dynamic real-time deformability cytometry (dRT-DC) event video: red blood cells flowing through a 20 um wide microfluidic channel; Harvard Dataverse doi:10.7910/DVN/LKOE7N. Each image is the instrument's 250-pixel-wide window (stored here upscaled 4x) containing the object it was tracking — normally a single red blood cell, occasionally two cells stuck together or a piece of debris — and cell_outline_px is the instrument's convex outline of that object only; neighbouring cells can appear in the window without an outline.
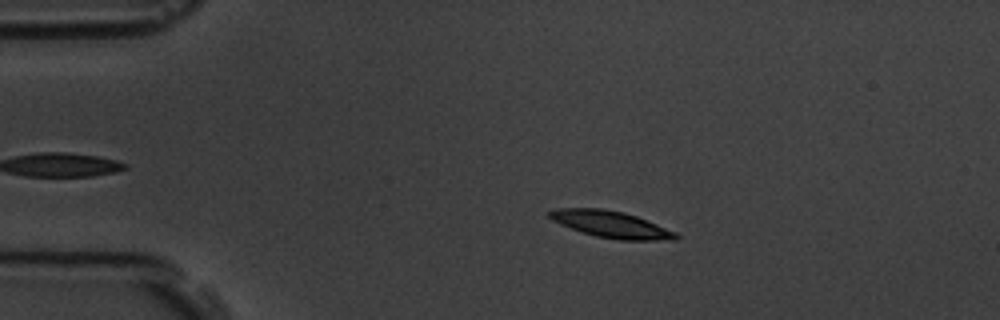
{"species": "common noctule bat (a hibernating species)", "species_latin": "Nyctalus noctula", "temperature_condition": "room temperature", "stored_images_in_passage": 50, "camera_frame_rate_fps": 3000, "um_per_image_px": 0.085, "animal": {"sex": "male", "body_mass_g": 19.5, "forearm_length_mm": 54.6}, "frame": {"image": 1, "passage_image": 11, "time_ms": 3.333, "image_size_px": [1000, 320], "cell_outline_px": [[680, 236], [676, 240], [620, 240], [596, 236], [560, 224], [552, 220], [548, 216], [548, 212], [556, 208], [600, 208], [624, 212], [636, 216], [676, 232]], "centroid_in_image_um": [51.95, 19.07], "position_along_channel_um": 33.1, "area_um2": 19.48}}
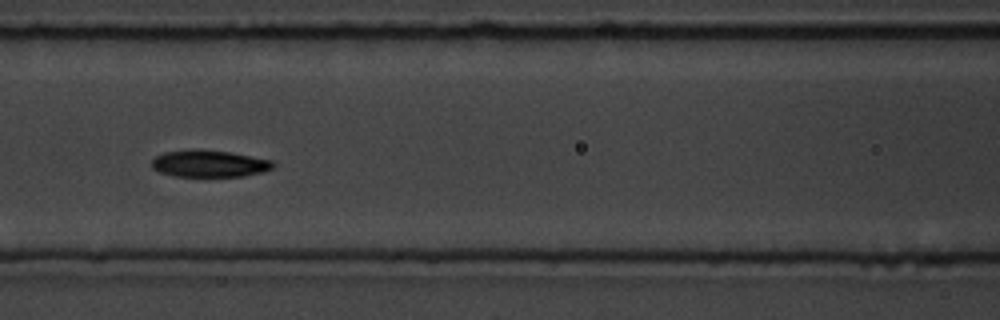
{"frame": {"image": 2, "passage_image": 25, "time_ms": 8.0, "image_size_px": [1000, 320], "cell_outline_px": [[276, 164], [272, 168], [264, 172], [244, 176], [172, 176], [160, 172], [152, 168], [152, 160], [156, 156], [164, 152], [232, 152], [272, 160]], "centroid_in_image_um": [17.86, 13.95], "position_along_channel_um": 148.7, "area_um2": 18.32}}
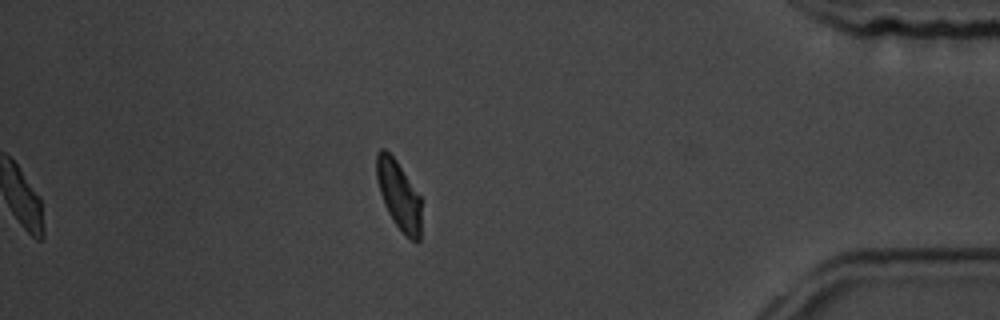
{"frame": {"image": 3, "passage_image": 50, "time_ms": 16.333, "image_size_px": [1000, 320], "cell_outline_px": [[420, 240], [416, 244], [404, 236], [392, 220], [384, 204], [380, 192], [376, 176], [376, 152], [380, 148], [384, 148], [396, 160], [420, 196]], "centroid_in_image_um": [33.89, 16.62], "position_along_channel_um": 401.3, "area_um2": 18.03}, "authors_computed_cell_mechanics": {"area_um2": 18.9584, "velocity_mm_per_s": 3.5151, "shape_relaxation_time_tau1_ms": 3.2752, "shape_relaxation_time_tau2_ms": 6.622, "deformation_change_tau1": 0.1479, "deformation_change_tau2": 0.0764}}